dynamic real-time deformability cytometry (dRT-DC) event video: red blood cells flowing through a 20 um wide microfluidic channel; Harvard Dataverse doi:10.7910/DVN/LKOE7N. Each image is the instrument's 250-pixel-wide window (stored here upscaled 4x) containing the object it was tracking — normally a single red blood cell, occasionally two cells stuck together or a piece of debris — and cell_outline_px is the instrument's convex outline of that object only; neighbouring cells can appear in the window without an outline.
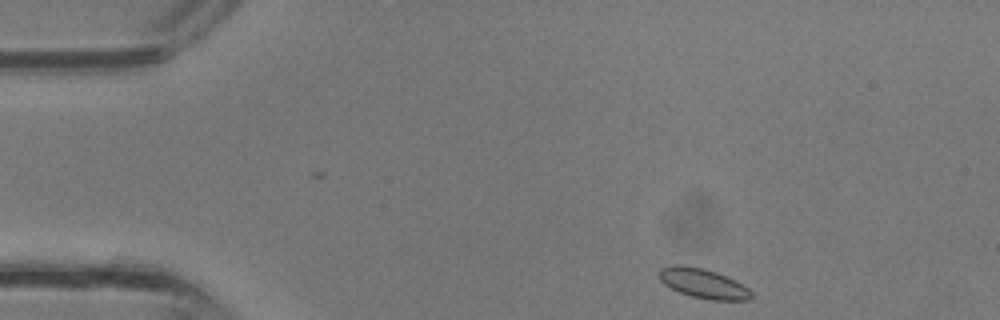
{"species": "common noctule bat (a hibernating species)", "species_latin": "Nyctalus noctula", "temperature_condition": "room temperature", "stored_images_in_passage": 33, "camera_frame_rate_fps": 3000, "um_per_image_px": 0.085, "animal": {"sex": "male", "body_mass_g": 13.3}, "frame": {"image": 1, "passage_image": 1, "time_ms": 0.0, "image_size_px": [1000, 320], "cell_outline_px": [[752, 296], [748, 300], [712, 300], [692, 296], [680, 292], [664, 284], [660, 280], [660, 268], [676, 264], [704, 268], [716, 272], [736, 280], [748, 288], [752, 292]], "centroid_in_image_um": [59.8, 24.09], "position_along_channel_um": 25.2, "area_um2": 15.78}}
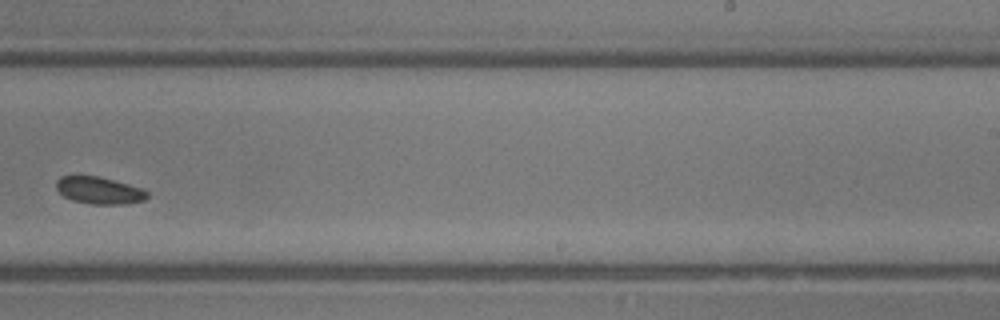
{"frame": {"image": 2, "passage_image": 19, "time_ms": 6.0, "image_size_px": [1000, 320], "cell_outline_px": [[148, 196], [144, 200], [128, 204], [92, 204], [72, 200], [64, 196], [56, 188], [56, 180], [60, 176], [100, 176], [128, 184], [140, 188], [148, 192]], "centroid_in_image_um": [8.43, 16.18], "position_along_channel_um": 280.6, "area_um2": 14.33}}
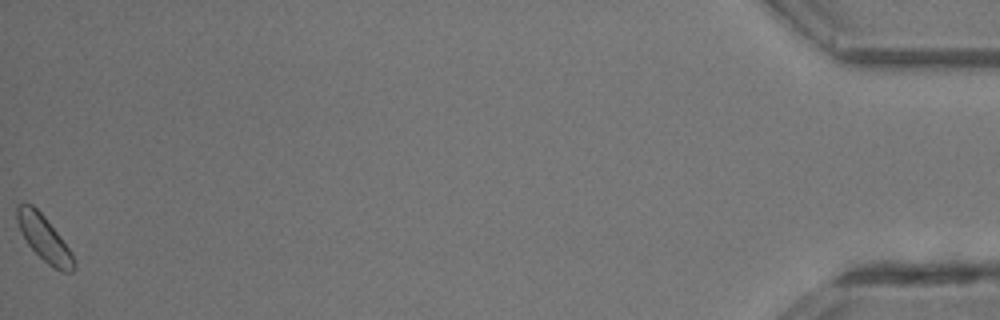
{"frame": {"image": 3, "passage_image": 33, "time_ms": 10.667, "image_size_px": [1000, 320], "cell_outline_px": [[76, 268], [72, 272], [64, 272], [48, 264], [28, 244], [16, 220], [16, 204], [32, 204], [44, 216], [60, 236], [72, 252], [76, 264]], "centroid_in_image_um": [3.77, 20.26], "position_along_channel_um": 431.4, "area_um2": 14.8}}